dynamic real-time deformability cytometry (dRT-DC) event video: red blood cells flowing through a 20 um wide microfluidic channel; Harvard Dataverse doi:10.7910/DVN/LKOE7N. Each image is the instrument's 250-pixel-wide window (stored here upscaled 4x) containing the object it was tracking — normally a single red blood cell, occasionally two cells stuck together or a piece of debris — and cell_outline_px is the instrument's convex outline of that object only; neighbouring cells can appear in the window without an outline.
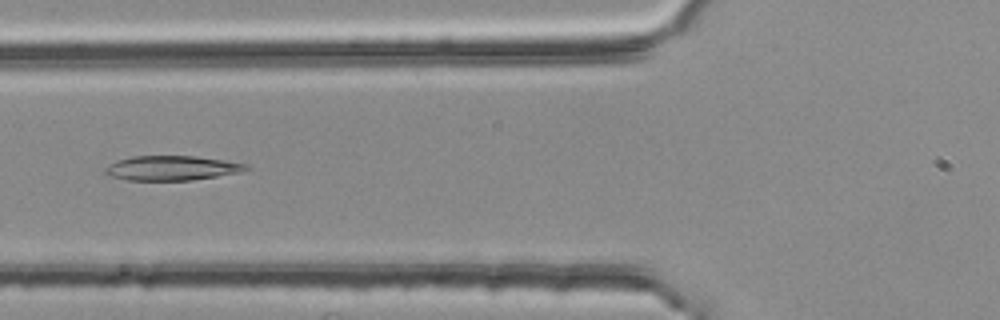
{"species": "common noctule bat (a hibernating species)", "species_latin": "Nyctalus noctula", "temperature_condition": "room temperature", "stored_images_in_passage": 2, "camera_frame_rate_fps": 3000, "um_per_image_px": 0.085, "animal": {"sex": "female", "body_mass_g": 25.1}, "frame": {"image": 1, "passage_image": 2, "time_ms": 0.333, "image_size_px": [1000, 320], "cell_outline_px": [[252, 168], [244, 172], [192, 180], [128, 180], [108, 176], [104, 172], [104, 168], [108, 164], [116, 160], [132, 156], [196, 156], [224, 160], [248, 164]], "centroid_in_image_um": [14.62, 14.28], "position_along_channel_um": 111.2, "area_um2": 20.52}}